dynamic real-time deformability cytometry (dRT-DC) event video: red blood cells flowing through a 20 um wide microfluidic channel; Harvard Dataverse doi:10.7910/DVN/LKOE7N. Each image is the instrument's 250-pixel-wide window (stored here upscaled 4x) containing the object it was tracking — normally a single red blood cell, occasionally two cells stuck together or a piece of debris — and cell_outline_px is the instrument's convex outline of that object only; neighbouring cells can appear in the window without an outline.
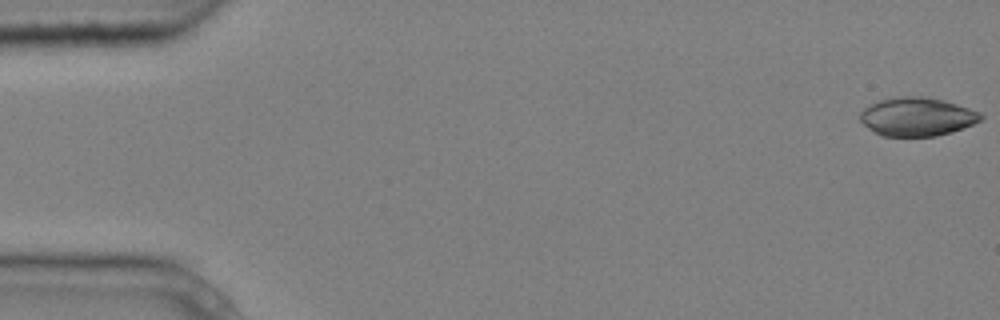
{"species": "common noctule bat (a hibernating species)", "species_latin": "Nyctalus noctula", "temperature_condition": "cold", "stored_images_in_passage": 5, "camera_frame_rate_fps": 3000, "um_per_image_px": 0.085, "animal": {"sex": "male", "body_mass_g": 20.4}, "frame": {"image": 1, "passage_image": 1, "time_ms": 0.0, "image_size_px": [1000, 320], "cell_outline_px": [[984, 120], [952, 132], [936, 136], [880, 136], [868, 128], [860, 120], [860, 112], [864, 108], [880, 100], [900, 96], [924, 96], [944, 100], [980, 112], [984, 116]], "centroid_in_image_um": [77.97, 9.92], "position_along_channel_um": 7.0, "area_um2": 27.22}}
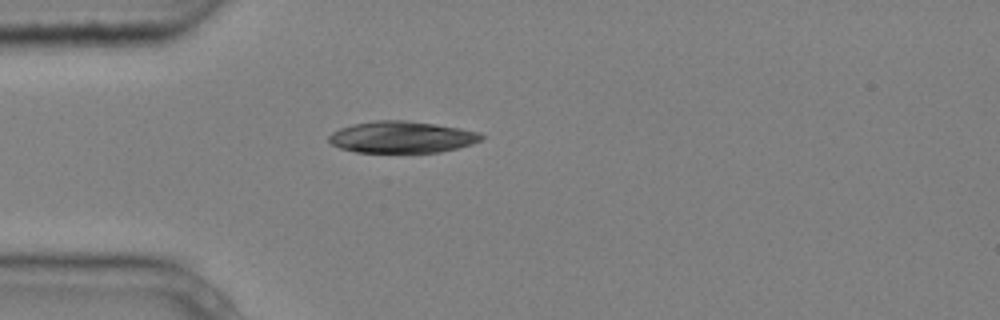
{"frame": {"image": 2, "passage_image": 5, "time_ms": 1.333, "image_size_px": [1000, 320], "cell_outline_px": [[484, 136], [480, 140], [472, 144], [440, 152], [356, 152], [340, 148], [332, 144], [328, 140], [328, 136], [332, 132], [340, 128], [352, 124], [376, 120], [404, 120], [436, 124], [460, 128], [480, 132]], "centroid_in_image_um": [34.14, 11.64], "position_along_channel_um": 50.9, "area_um2": 28.09}}